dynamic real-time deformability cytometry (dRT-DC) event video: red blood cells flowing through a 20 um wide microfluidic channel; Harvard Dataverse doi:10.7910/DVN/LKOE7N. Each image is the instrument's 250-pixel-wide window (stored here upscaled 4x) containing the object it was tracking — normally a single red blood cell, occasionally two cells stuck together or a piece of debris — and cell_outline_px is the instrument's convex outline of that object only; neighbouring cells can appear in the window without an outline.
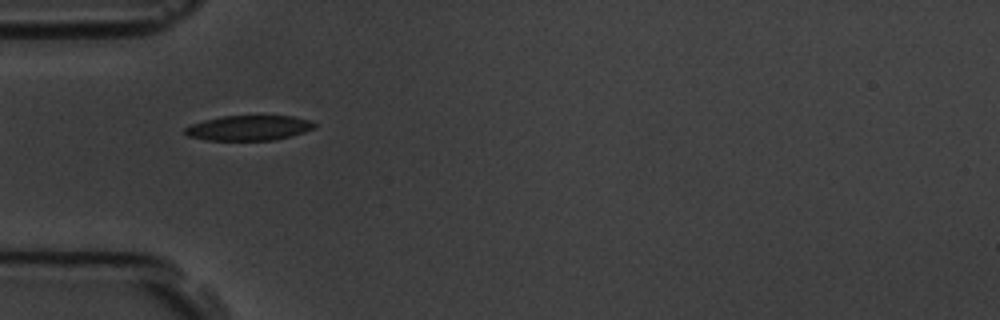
{"species": "common noctule bat (a hibernating species)", "species_latin": "Nyctalus noctula", "temperature_condition": "room temperature", "stored_images_in_passage": 7, "camera_frame_rate_fps": 3000, "um_per_image_px": 0.085, "animal": {"sex": "male", "body_mass_g": 19.5, "forearm_length_mm": 54.6}, "frame": {"image": 1, "passage_image": 5, "time_ms": 4.667, "image_size_px": [1000, 320], "cell_outline_px": [[316, 128], [304, 132], [272, 140], [204, 140], [188, 136], [184, 132], [184, 128], [192, 124], [204, 120], [224, 116], [292, 116], [312, 120], [316, 124]], "centroid_in_image_um": [21.16, 10.87], "position_along_channel_um": 63.8, "area_um2": 18.84}}
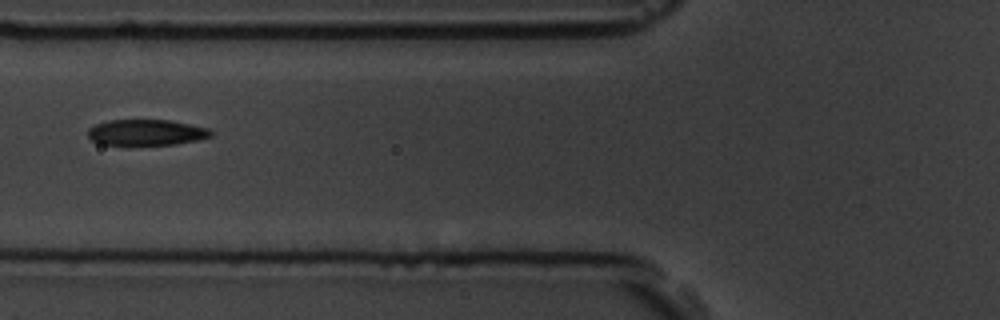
{"frame": {"image": 2, "passage_image": 6, "time_ms": 6.0, "image_size_px": [1000, 320], "cell_outline_px": [[212, 136], [196, 140], [176, 144], [100, 144], [92, 140], [88, 136], [88, 128], [96, 124], [108, 120], [168, 120], [208, 128], [212, 132]], "centroid_in_image_um": [12.41, 11.25], "position_along_channel_um": 113.4, "area_um2": 18.26}}
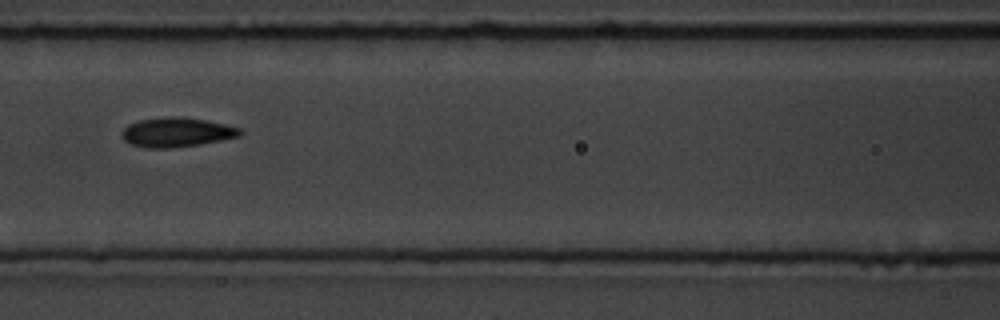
{"frame": {"image": 3, "passage_image": 7, "time_ms": 7.0, "image_size_px": [1000, 320], "cell_outline_px": [[244, 132], [240, 136], [200, 144], [168, 148], [148, 148], [132, 144], [124, 140], [120, 136], [120, 132], [128, 124], [140, 120], [168, 116], [180, 116], [208, 120], [240, 128]], "centroid_in_image_um": [15.01, 11.23], "position_along_channel_um": 151.6, "area_um2": 20.35}}